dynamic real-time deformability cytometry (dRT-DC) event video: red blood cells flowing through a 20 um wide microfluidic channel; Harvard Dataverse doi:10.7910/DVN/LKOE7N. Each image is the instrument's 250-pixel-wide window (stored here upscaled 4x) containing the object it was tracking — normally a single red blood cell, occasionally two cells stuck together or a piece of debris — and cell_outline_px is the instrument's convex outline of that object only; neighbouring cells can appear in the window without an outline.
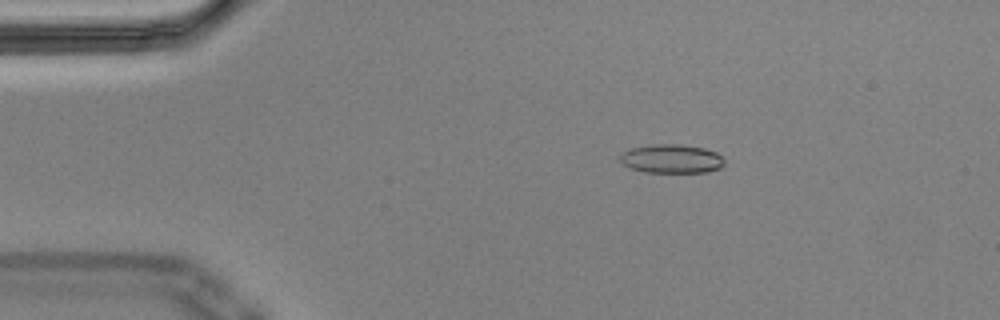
{"species": "Egyptian fruit bat (a non-hibernating species)", "species_latin": "Rousettus aegyptiacus", "temperature_condition": "cold", "stored_images_in_passage": 41, "camera_frame_rate_fps": 3000, "um_per_image_px": 0.085, "animal": {"sex": "male"}, "frame": {"image": 1, "passage_image": 10, "time_ms": 3.0, "image_size_px": [1000, 320], "cell_outline_px": [[724, 164], [720, 168], [708, 172], [644, 172], [628, 168], [620, 160], [620, 156], [624, 152], [632, 148], [652, 144], [680, 144], [704, 148], [716, 152], [724, 160]], "centroid_in_image_um": [57.08, 13.5], "position_along_channel_um": 27.9, "area_um2": 17.51}}
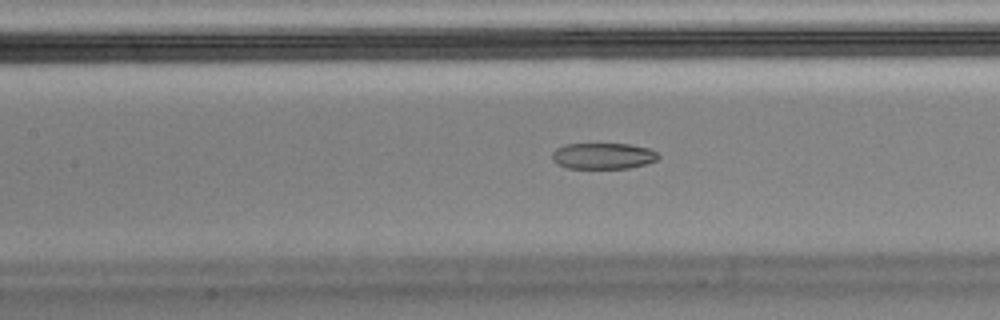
{"frame": {"image": 2, "passage_image": 25, "time_ms": 8.0, "image_size_px": [1000, 320], "cell_outline_px": [[660, 156], [656, 160], [644, 164], [628, 168], [568, 168], [552, 160], [552, 152], [556, 148], [564, 144], [628, 144], [648, 148], [656, 152]], "centroid_in_image_um": [51.24, 13.25], "position_along_channel_um": 156.2, "area_um2": 16.01}}
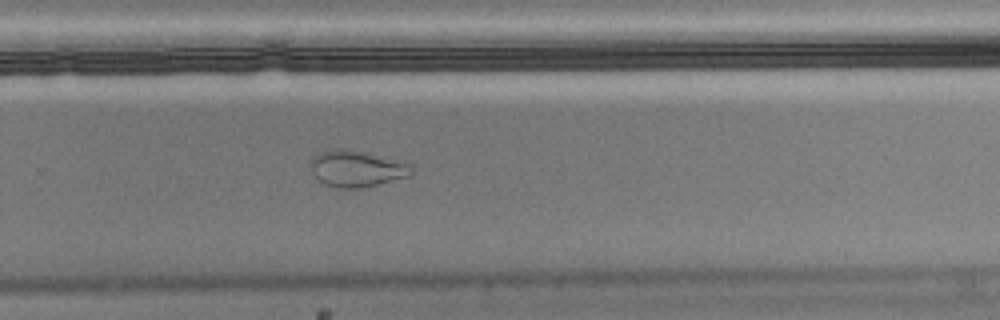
{"frame": {"image": 3, "passage_image": 37, "time_ms": 12.0, "image_size_px": [1000, 320], "cell_outline_px": [[412, 172], [408, 176], [364, 188], [336, 188], [324, 184], [316, 176], [312, 168], [312, 160], [320, 152], [336, 148], [348, 148], [404, 160], [412, 164]], "centroid_in_image_um": [30.39, 14.32], "position_along_channel_um": 299.4, "area_um2": 21.56}}